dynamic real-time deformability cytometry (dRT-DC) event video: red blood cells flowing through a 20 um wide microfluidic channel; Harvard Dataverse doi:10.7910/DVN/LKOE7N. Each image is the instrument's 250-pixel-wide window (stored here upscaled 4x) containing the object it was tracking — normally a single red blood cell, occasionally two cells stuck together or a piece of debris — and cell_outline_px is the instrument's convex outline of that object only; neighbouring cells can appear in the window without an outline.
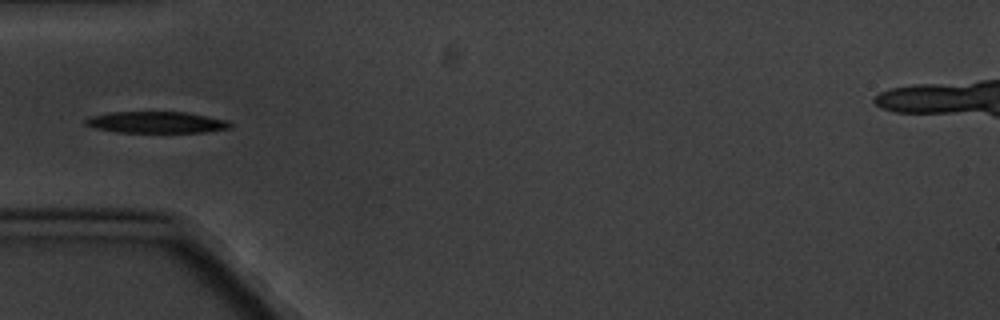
{"species": "common noctule bat (a hibernating species)", "species_latin": "Nyctalus noctula", "temperature_condition": "cold", "stored_images_in_passage": 8, "camera_frame_rate_fps": 3000, "um_per_image_px": 0.085, "animal": {"sex": "male", "body_mass_g": 20.1, "forearm_length_mm": 53.5}, "frame": {"image": 1, "passage_image": 5, "time_ms": 4.667, "image_size_px": [1000, 320], "cell_outline_px": [[232, 128], [204, 132], [116, 132], [96, 128], [84, 124], [84, 120], [88, 116], [108, 112], [184, 112], [228, 120], [232, 124]], "centroid_in_image_um": [13.27, 10.39], "position_along_channel_um": 71.7, "area_um2": 18.15}}